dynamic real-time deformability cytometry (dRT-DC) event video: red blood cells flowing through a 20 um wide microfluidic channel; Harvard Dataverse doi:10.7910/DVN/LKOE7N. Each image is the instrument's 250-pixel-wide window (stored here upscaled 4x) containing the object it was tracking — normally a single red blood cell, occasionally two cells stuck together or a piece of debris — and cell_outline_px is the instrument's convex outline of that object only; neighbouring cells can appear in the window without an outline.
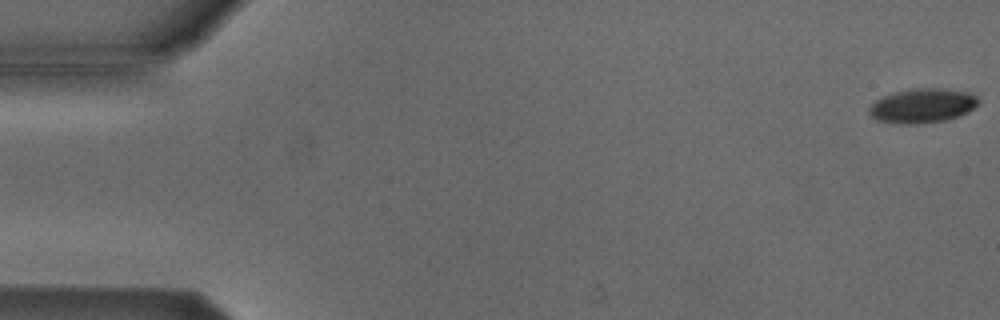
{"species": "Egyptian fruit bat (a non-hibernating species)", "species_latin": "Rousettus aegyptiacus", "temperature_condition": "cold", "stored_images_in_passage": 54, "camera_frame_rate_fps": 3000, "um_per_image_px": 0.085, "animal": {"sex": "male"}, "frame": {"image": 1, "passage_image": 1, "time_ms": 0.0, "image_size_px": [1000, 320], "cell_outline_px": [[976, 104], [968, 112], [960, 116], [944, 120], [916, 124], [900, 124], [876, 120], [868, 112], [868, 108], [880, 96], [892, 92], [908, 88], [940, 88], [968, 92], [976, 96]], "centroid_in_image_um": [78.33, 8.97], "position_along_channel_um": 6.7, "area_um2": 21.96}}
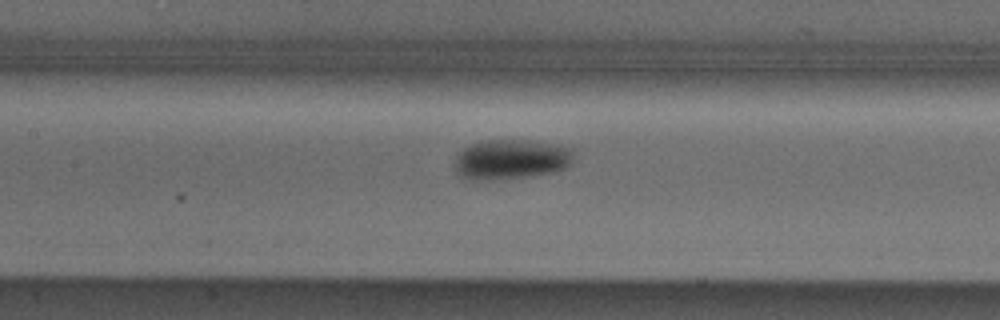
{"frame": {"image": 2, "passage_image": 25, "time_ms": 8.0, "image_size_px": [1000, 320], "cell_outline_px": [[572, 160], [564, 168], [552, 172], [528, 176], [492, 180], [468, 180], [460, 176], [456, 172], [456, 156], [464, 148], [472, 144], [488, 140], [528, 140], [552, 144], [572, 148]], "centroid_in_image_um": [43.4, 13.55], "position_along_channel_um": 164.0, "area_um2": 27.4}}
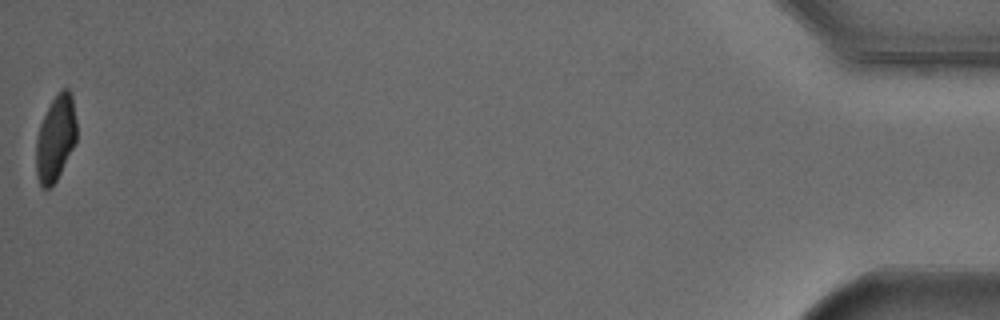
{"frame": {"image": 3, "passage_image": 54, "time_ms": 17.667, "image_size_px": [1000, 320], "cell_outline_px": [[76, 140], [56, 180], [48, 188], [40, 188], [36, 176], [36, 140], [40, 124], [52, 100], [64, 88], [68, 88], [72, 96], [76, 120]], "centroid_in_image_um": [4.71, 11.77], "position_along_channel_um": 430.5, "area_um2": 19.88}, "authors_computed_cell_mechanics": {"area_um2": 23.3223, "velocity_mm_per_s": 3.8251, "shape_relaxation_time_tau1_ms": 2.774, "shape_relaxation_time_tau2_ms": null, "deformation_change_tau1": 0.0982, "deformation_change_tau2": null}}